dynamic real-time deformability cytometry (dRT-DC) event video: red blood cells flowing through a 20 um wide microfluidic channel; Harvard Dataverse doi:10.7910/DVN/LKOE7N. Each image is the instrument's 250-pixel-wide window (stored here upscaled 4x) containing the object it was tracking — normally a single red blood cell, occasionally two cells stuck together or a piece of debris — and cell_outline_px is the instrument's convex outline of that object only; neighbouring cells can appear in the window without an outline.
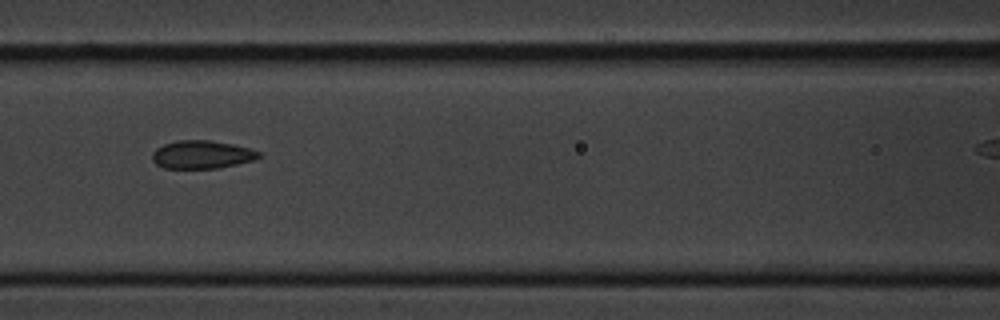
{"species": "common noctule bat (a hibernating species)", "species_latin": "Nyctalus noctula", "temperature_condition": "cold", "stored_images_in_passage": 5, "camera_frame_rate_fps": 3000, "um_per_image_px": 0.085, "animal": {"sex": "male", "body_mass_g": 20.1, "forearm_length_mm": 53.5}, "frame": {"image": 1, "passage_image": 3, "time_ms": 2.333, "image_size_px": [1000, 320], "cell_outline_px": [[264, 156], [256, 160], [220, 168], [164, 168], [156, 164], [152, 160], [152, 152], [156, 148], [164, 144], [176, 140], [208, 140], [232, 144], [248, 148], [260, 152]], "centroid_in_image_um": [17.18, 13.14], "position_along_channel_um": 149.4, "area_um2": 17.63}}
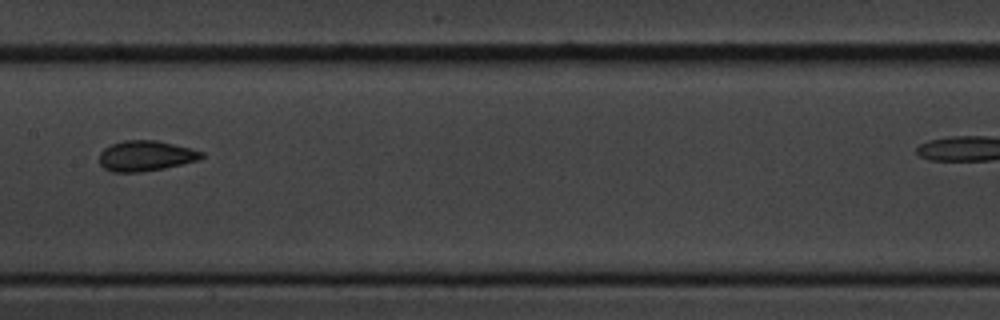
{"frame": {"image": 2, "passage_image": 4, "time_ms": 3.667, "image_size_px": [1000, 320], "cell_outline_px": [[204, 156], [200, 160], [164, 168], [140, 172], [112, 172], [104, 168], [100, 164], [100, 152], [104, 148], [112, 144], [124, 140], [156, 140], [192, 148], [204, 152]], "centroid_in_image_um": [12.41, 13.24], "position_along_channel_um": 195.0, "area_um2": 18.21}}